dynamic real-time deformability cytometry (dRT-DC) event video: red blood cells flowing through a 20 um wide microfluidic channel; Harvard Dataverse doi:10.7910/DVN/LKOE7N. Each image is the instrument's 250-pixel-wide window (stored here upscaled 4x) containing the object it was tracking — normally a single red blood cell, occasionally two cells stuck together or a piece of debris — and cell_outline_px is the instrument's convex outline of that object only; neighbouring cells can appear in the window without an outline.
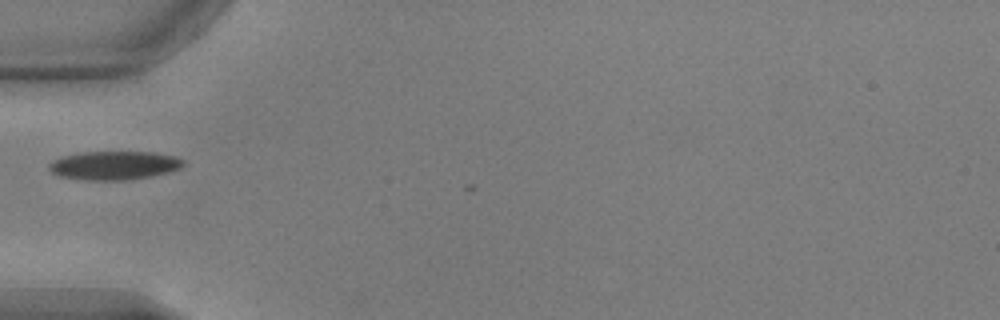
{"species": "common noctule bat (a hibernating species)", "species_latin": "Nyctalus noctula", "temperature_condition": "warm", "stored_images_in_passage": 19, "camera_frame_rate_fps": 3000, "um_per_image_px": 0.085, "animal": {"sex": "male", "body_mass_g": 17.9, "forearm_length_mm": 54.2}, "frame": {"image": 1, "passage_image": 1, "time_ms": 0.0, "image_size_px": [1000, 320], "cell_outline_px": [[184, 164], [180, 168], [168, 172], [152, 176], [124, 180], [80, 180], [60, 176], [52, 172], [48, 168], [48, 164], [52, 160], [60, 156], [80, 152], [156, 152], [176, 156], [184, 160]], "centroid_in_image_um": [9.68, 14.05], "position_along_channel_um": 75.3, "area_um2": 22.66}}
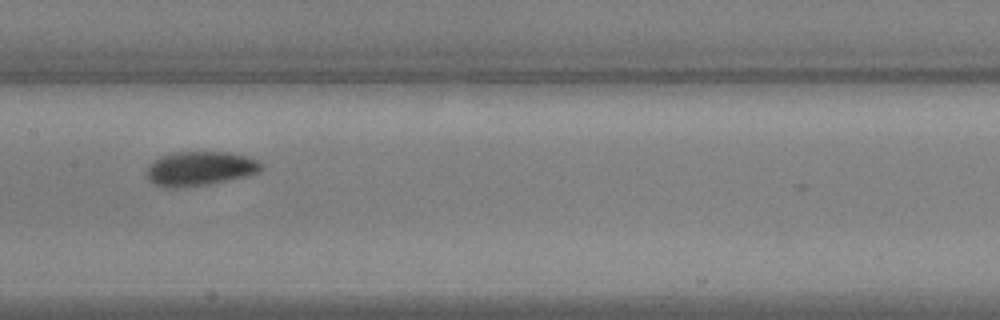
{"frame": {"image": 2, "passage_image": 10, "time_ms": 3.0, "image_size_px": [1000, 320], "cell_outline_px": [[264, 168], [260, 172], [248, 176], [208, 184], [176, 188], [164, 188], [148, 180], [148, 168], [160, 156], [176, 152], [228, 152], [260, 160], [264, 164]], "centroid_in_image_um": [17.07, 14.33], "position_along_channel_um": 190.3, "area_um2": 22.89}}
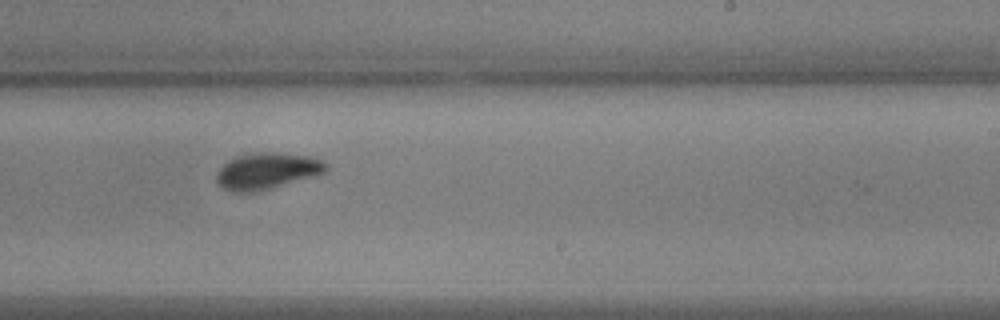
{"frame": {"image": 3, "passage_image": 16, "time_ms": 5.0, "image_size_px": [1000, 320], "cell_outline_px": [[328, 168], [324, 172], [316, 176], [252, 192], [232, 192], [224, 188], [216, 180], [216, 172], [228, 160], [240, 156], [260, 152], [276, 152], [308, 156], [320, 160], [328, 164]], "centroid_in_image_um": [22.7, 14.53], "position_along_channel_um": 266.3, "area_um2": 22.83}}